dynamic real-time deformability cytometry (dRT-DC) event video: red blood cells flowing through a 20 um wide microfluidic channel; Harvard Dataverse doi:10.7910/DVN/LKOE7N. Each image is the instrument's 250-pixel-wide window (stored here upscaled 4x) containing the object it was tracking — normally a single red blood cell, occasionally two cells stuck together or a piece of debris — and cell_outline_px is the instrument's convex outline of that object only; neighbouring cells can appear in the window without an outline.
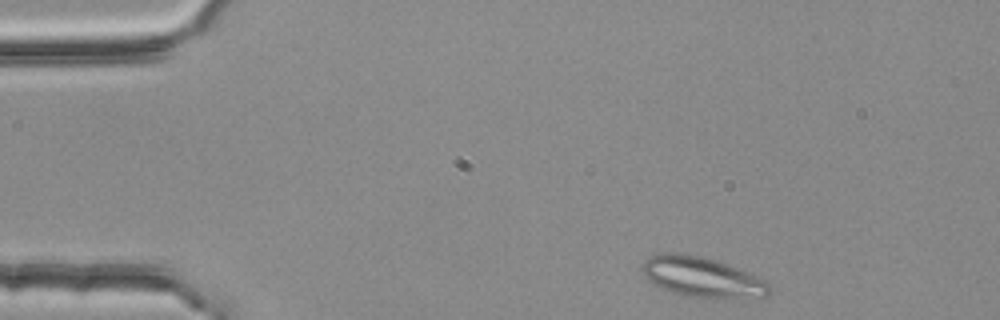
{"species": "common noctule bat (a hibernating species)", "species_latin": "Nyctalus noctula", "temperature_condition": "room temperature", "stored_images_in_passage": 3, "camera_frame_rate_fps": 3000, "um_per_image_px": 0.085, "animal": {"sex": "female", "body_mass_g": 25.1}, "frame": {"image": 1, "passage_image": 1, "time_ms": 0.0, "image_size_px": [1000, 320], "cell_outline_px": [[768, 292], [764, 296], [740, 300], [684, 296], [672, 292], [652, 284], [644, 276], [640, 268], [640, 264], [644, 260], [652, 256], [664, 252], [676, 252], [700, 256], [736, 268], [764, 280], [768, 284]], "centroid_in_image_um": [59.6, 23.58], "position_along_channel_um": 25.4, "area_um2": 29.77}}